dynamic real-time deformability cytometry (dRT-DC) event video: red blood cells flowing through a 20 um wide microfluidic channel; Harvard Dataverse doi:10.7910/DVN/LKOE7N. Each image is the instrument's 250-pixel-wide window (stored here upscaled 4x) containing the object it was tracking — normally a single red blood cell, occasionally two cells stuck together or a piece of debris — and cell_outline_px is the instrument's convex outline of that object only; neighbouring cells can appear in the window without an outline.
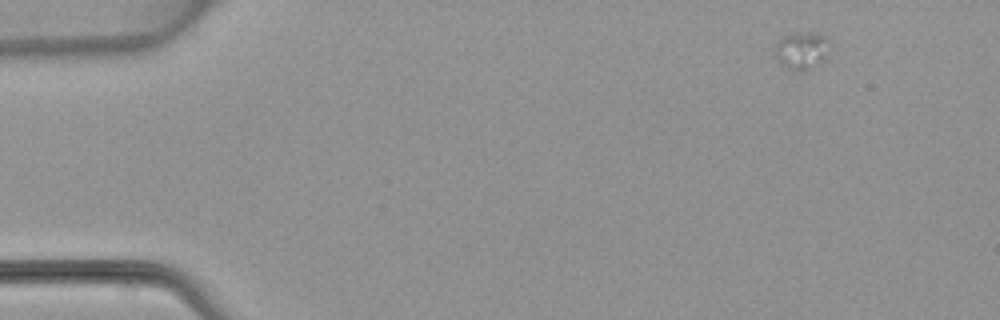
{"species": "common noctule bat (a hibernating species)", "species_latin": "Nyctalus noctula", "temperature_condition": "warm", "stored_images_in_passage": 2, "camera_frame_rate_fps": 3000, "um_per_image_px": 0.085, "animal": {"sex": "female", "body_mass_g": 22.7, "forearm_length_mm": 54.2}, "frame": {"image": 1, "passage_image": 2, "time_ms": 1.0, "image_size_px": [1000, 320], "cell_outline_px": [[828, 56], [824, 60], [804, 72], [796, 72], [784, 68], [776, 60], [776, 44], [784, 36], [792, 32], [816, 32], [824, 36], [828, 40]], "centroid_in_image_um": [68.14, 4.32], "position_along_channel_um": 16.9, "area_um2": 12.25}}